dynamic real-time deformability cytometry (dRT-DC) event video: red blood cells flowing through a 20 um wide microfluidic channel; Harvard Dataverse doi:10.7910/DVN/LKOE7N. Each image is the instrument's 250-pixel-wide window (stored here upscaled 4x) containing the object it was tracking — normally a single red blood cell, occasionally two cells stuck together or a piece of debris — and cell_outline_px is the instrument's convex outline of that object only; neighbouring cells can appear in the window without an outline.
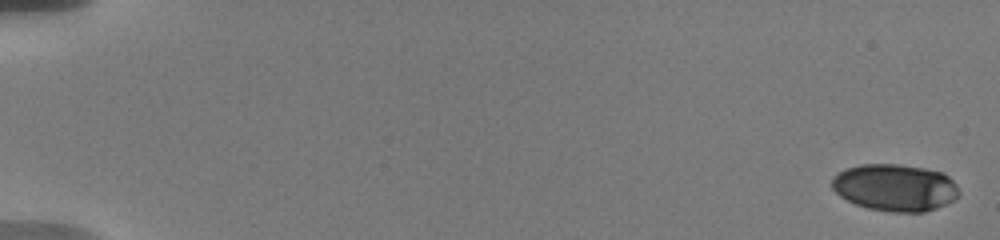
{"species": "human", "species_latin": "Homo sapiens", "temperature_condition": "warm", "stored_images_in_passage": 43, "camera_frame_rate_fps": 3000, "um_per_image_px": 0.085, "donor": {"sex": "male"}, "frame": {"image": 1, "passage_image": 1, "time_ms": 0.0, "image_size_px": [1000, 240], "cell_outline_px": [[960, 192], [956, 200], [936, 208], [924, 212], [888, 212], [868, 208], [856, 204], [840, 196], [832, 188], [832, 176], [836, 172], [860, 164], [900, 164], [924, 168], [944, 172], [956, 184]], "centroid_in_image_um": [76.09, 15.94], "position_along_channel_um": 8.9, "area_um2": 35.14}}
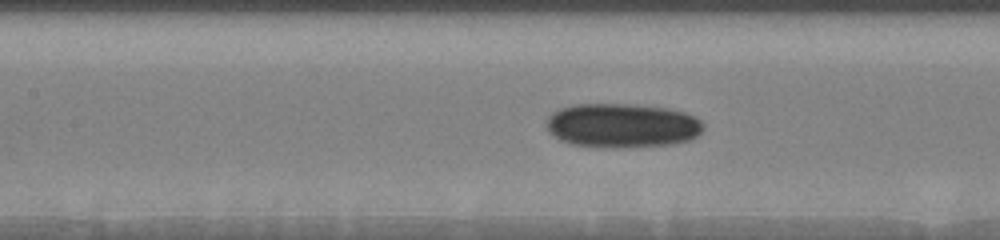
{"frame": {"image": 2, "passage_image": 20, "time_ms": 9.0, "image_size_px": [1000, 240], "cell_outline_px": [[704, 128], [696, 136], [688, 140], [672, 144], [620, 148], [600, 148], [572, 144], [560, 140], [548, 132], [548, 116], [552, 112], [560, 108], [576, 104], [632, 104], [668, 108], [684, 112], [700, 120], [704, 124]], "centroid_in_image_um": [52.87, 10.67], "position_along_channel_um": 154.5, "area_um2": 40.69}}
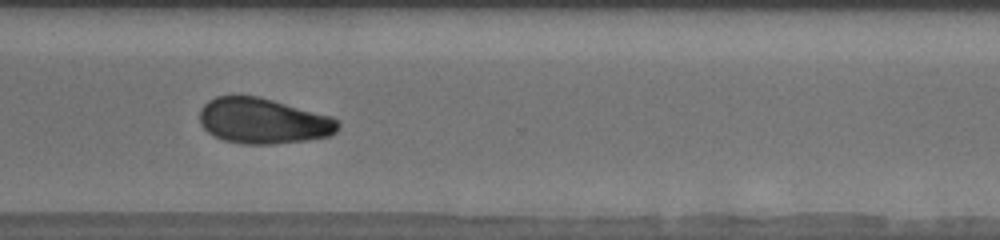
{"frame": {"image": 3, "passage_image": 42, "time_ms": 14.333, "image_size_px": [1000, 240], "cell_outline_px": [[340, 128], [336, 132], [328, 136], [308, 140], [272, 144], [244, 144], [224, 140], [212, 136], [200, 124], [200, 108], [208, 100], [216, 96], [256, 96], [272, 100], [332, 116], [340, 124]], "centroid_in_image_um": [22.36, 10.29], "position_along_channel_um": 348.2, "area_um2": 36.76}}